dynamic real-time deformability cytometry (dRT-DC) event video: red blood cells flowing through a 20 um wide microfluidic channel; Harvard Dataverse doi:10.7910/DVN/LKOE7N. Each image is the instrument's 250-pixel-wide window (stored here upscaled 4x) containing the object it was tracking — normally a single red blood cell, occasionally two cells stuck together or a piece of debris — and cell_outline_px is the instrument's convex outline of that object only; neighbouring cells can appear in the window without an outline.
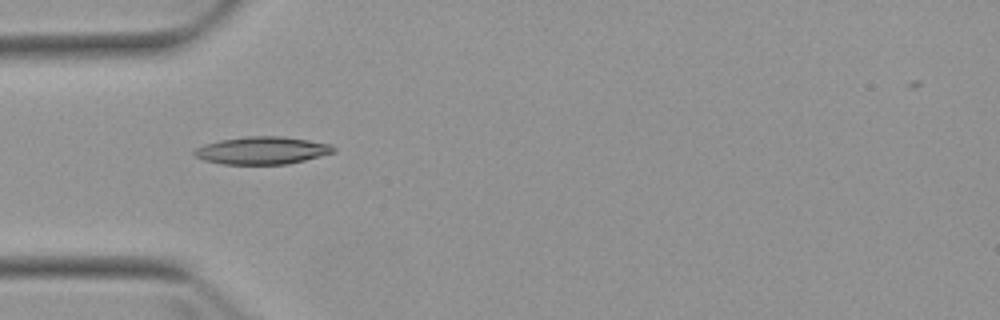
{"species": "Egyptian fruit bat (a non-hibernating species)", "species_latin": "Rousettus aegyptiacus", "temperature_condition": "warm", "stored_images_in_passage": 6, "camera_frame_rate_fps": 3000, "um_per_image_px": 0.085, "animal": {"sex": "female"}, "frame": {"image": 1, "passage_image": 5, "time_ms": 4.667, "image_size_px": [1000, 320], "cell_outline_px": [[336, 152], [288, 164], [220, 164], [204, 160], [196, 156], [192, 152], [196, 148], [204, 144], [220, 140], [248, 136], [284, 136], [332, 144], [336, 148]], "centroid_in_image_um": [22.3, 12.78], "position_along_channel_um": 62.7, "area_um2": 22.43}}
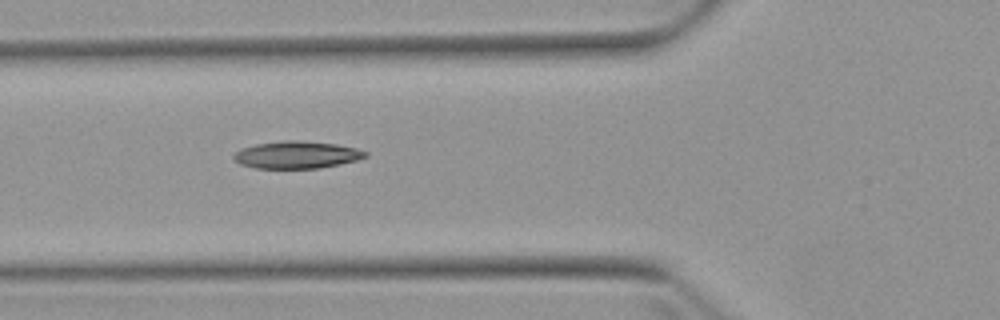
{"frame": {"image": 2, "passage_image": 6, "time_ms": 5.667, "image_size_px": [1000, 320], "cell_outline_px": [[368, 156], [356, 160], [340, 164], [320, 168], [256, 168], [240, 164], [232, 156], [240, 148], [256, 144], [284, 140], [296, 140], [336, 144], [356, 148], [368, 152]], "centroid_in_image_um": [25.22, 13.16], "position_along_channel_um": 100.6, "area_um2": 20.87}}